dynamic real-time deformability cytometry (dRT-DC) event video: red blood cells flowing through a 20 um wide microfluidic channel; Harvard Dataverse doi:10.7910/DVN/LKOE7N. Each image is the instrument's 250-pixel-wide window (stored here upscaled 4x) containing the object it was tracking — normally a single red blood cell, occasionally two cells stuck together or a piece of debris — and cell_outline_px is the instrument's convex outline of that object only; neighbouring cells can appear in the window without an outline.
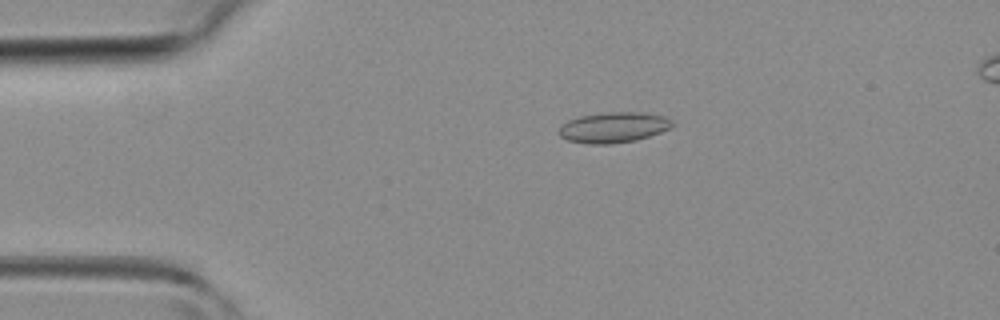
{"species": "common noctule bat (a hibernating species)", "species_latin": "Nyctalus noctula", "temperature_condition": "room temperature", "stored_images_in_passage": 13, "camera_frame_rate_fps": 3000, "um_per_image_px": 0.085, "animal": {"sex": "female", "body_mass_g": 19.3, "forearm_length_mm": 54.1}, "frame": {"image": 1, "passage_image": 4, "time_ms": 1.0, "image_size_px": [1000, 320], "cell_outline_px": [[676, 124], [672, 128], [636, 140], [608, 144], [592, 144], [568, 140], [560, 136], [560, 124], [568, 120], [580, 116], [604, 112], [644, 112], [664, 116], [672, 120]], "centroid_in_image_um": [52.18, 10.81], "position_along_channel_um": 32.8, "area_um2": 20.23}}
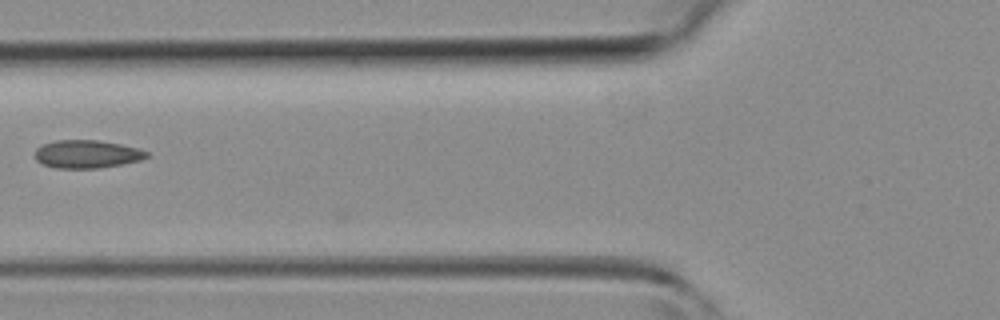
{"frame": {"image": 2, "passage_image": 12, "time_ms": 3.667, "image_size_px": [1000, 320], "cell_outline_px": [[148, 156], [140, 160], [100, 168], [56, 168], [44, 164], [36, 160], [36, 148], [44, 144], [56, 140], [96, 140], [120, 144], [136, 148], [148, 152]], "centroid_in_image_um": [7.37, 13.1], "position_along_channel_um": 118.4, "area_um2": 17.98}}